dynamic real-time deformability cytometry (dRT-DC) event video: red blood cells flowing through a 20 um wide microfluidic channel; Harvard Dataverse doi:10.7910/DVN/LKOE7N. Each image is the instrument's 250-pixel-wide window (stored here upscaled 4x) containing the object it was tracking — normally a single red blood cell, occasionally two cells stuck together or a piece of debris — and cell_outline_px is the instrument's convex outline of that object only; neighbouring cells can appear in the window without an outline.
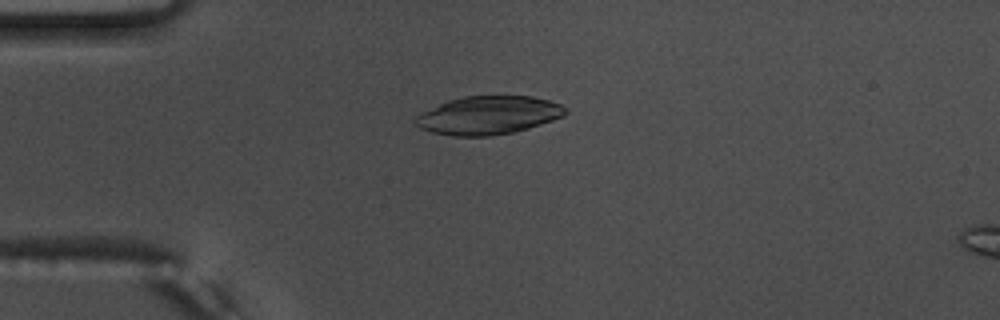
{"species": "common noctule bat (a hibernating species)", "species_latin": "Nyctalus noctula", "temperature_condition": "warm", "stored_images_in_passage": 40, "camera_frame_rate_fps": 3000, "um_per_image_px": 0.085, "animal": {"sex": "male", "body_mass_g": 17.5, "forearm_length_mm": 52.3}, "frame": {"image": 1, "passage_image": 1, "time_ms": 0.0, "image_size_px": [1000, 320], "cell_outline_px": [[568, 112], [564, 116], [528, 128], [512, 132], [488, 136], [452, 136], [432, 132], [420, 128], [412, 124], [412, 120], [416, 116], [448, 100], [464, 96], [532, 96], [548, 100], [560, 104], [568, 108]], "centroid_in_image_um": [41.5, 9.8], "position_along_channel_um": 43.5, "area_um2": 33.41}}
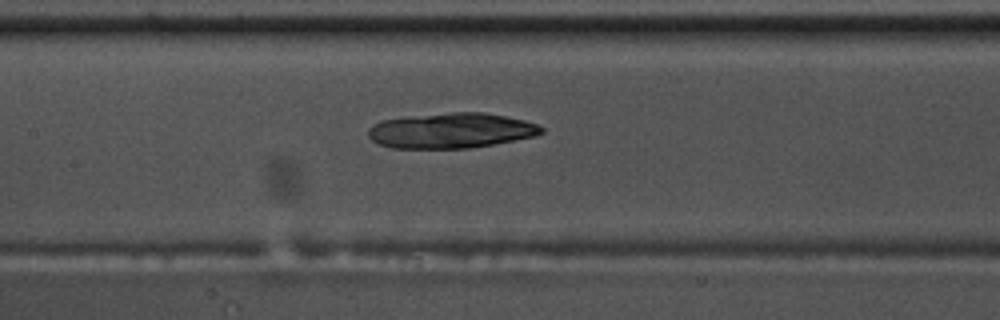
{"frame": {"image": 2, "passage_image": 13, "time_ms": 4.0, "image_size_px": [1000, 320], "cell_outline_px": [[544, 132], [536, 136], [492, 144], [468, 148], [392, 148], [380, 144], [372, 140], [368, 136], [368, 128], [372, 124], [380, 120], [412, 116], [452, 112], [484, 112], [524, 120], [536, 124], [544, 128]], "centroid_in_image_um": [38.33, 11.1], "position_along_channel_um": 169.1, "area_um2": 35.49}}
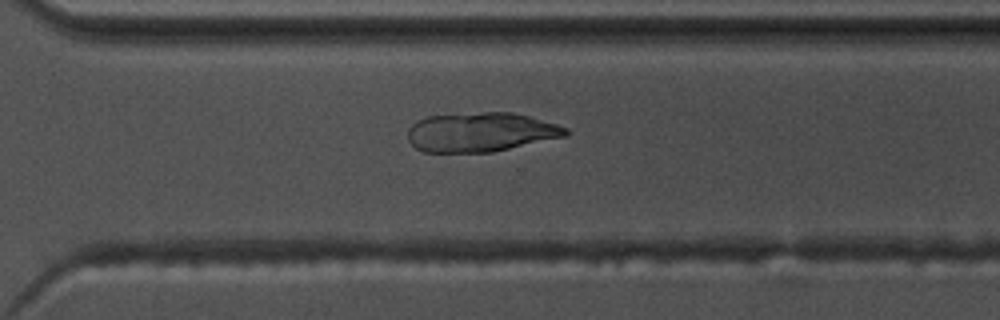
{"frame": {"image": 3, "passage_image": 26, "time_ms": 8.333, "image_size_px": [1000, 320], "cell_outline_px": [[568, 132], [564, 136], [492, 152], [424, 152], [416, 148], [408, 140], [408, 128], [412, 124], [428, 116], [484, 112], [512, 112], [528, 116], [556, 124], [568, 128]], "centroid_in_image_um": [40.83, 11.23], "position_along_channel_um": 329.8, "area_um2": 35.78}}